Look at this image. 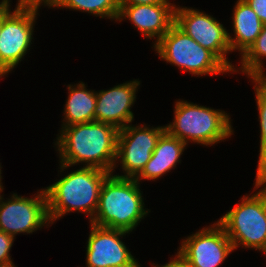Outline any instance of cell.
Instances as JSON below:
<instances>
[{
    "instance_id": "1",
    "label": "cell",
    "mask_w": 266,
    "mask_h": 267,
    "mask_svg": "<svg viewBox=\"0 0 266 267\" xmlns=\"http://www.w3.org/2000/svg\"><path fill=\"white\" fill-rule=\"evenodd\" d=\"M118 131L113 125L97 121L62 127L55 144L60 155V172L85 163L87 167L113 173Z\"/></svg>"
},
{
    "instance_id": "2",
    "label": "cell",
    "mask_w": 266,
    "mask_h": 267,
    "mask_svg": "<svg viewBox=\"0 0 266 267\" xmlns=\"http://www.w3.org/2000/svg\"><path fill=\"white\" fill-rule=\"evenodd\" d=\"M109 174L99 168L84 166L46 187L50 223L72 211L87 214L91 221L98 208L102 183Z\"/></svg>"
},
{
    "instance_id": "3",
    "label": "cell",
    "mask_w": 266,
    "mask_h": 267,
    "mask_svg": "<svg viewBox=\"0 0 266 267\" xmlns=\"http://www.w3.org/2000/svg\"><path fill=\"white\" fill-rule=\"evenodd\" d=\"M139 184L134 178L110 173L102 183L98 208L90 223L131 233L150 212L144 209Z\"/></svg>"
},
{
    "instance_id": "4",
    "label": "cell",
    "mask_w": 266,
    "mask_h": 267,
    "mask_svg": "<svg viewBox=\"0 0 266 267\" xmlns=\"http://www.w3.org/2000/svg\"><path fill=\"white\" fill-rule=\"evenodd\" d=\"M254 195H245L242 202L235 205L217 220L225 229L234 250L241 245L266 254V176L256 175Z\"/></svg>"
},
{
    "instance_id": "5",
    "label": "cell",
    "mask_w": 266,
    "mask_h": 267,
    "mask_svg": "<svg viewBox=\"0 0 266 267\" xmlns=\"http://www.w3.org/2000/svg\"><path fill=\"white\" fill-rule=\"evenodd\" d=\"M232 127L225 111L179 100L175 103L173 122L165 126V131L187 145L190 141L213 146L233 135Z\"/></svg>"
},
{
    "instance_id": "6",
    "label": "cell",
    "mask_w": 266,
    "mask_h": 267,
    "mask_svg": "<svg viewBox=\"0 0 266 267\" xmlns=\"http://www.w3.org/2000/svg\"><path fill=\"white\" fill-rule=\"evenodd\" d=\"M10 0H2V26L0 33V78L12 71L27 51L33 39V30L39 5L18 0L13 10Z\"/></svg>"
},
{
    "instance_id": "7",
    "label": "cell",
    "mask_w": 266,
    "mask_h": 267,
    "mask_svg": "<svg viewBox=\"0 0 266 267\" xmlns=\"http://www.w3.org/2000/svg\"><path fill=\"white\" fill-rule=\"evenodd\" d=\"M153 47L160 59L195 76L232 72L213 52L199 45L175 23Z\"/></svg>"
},
{
    "instance_id": "8",
    "label": "cell",
    "mask_w": 266,
    "mask_h": 267,
    "mask_svg": "<svg viewBox=\"0 0 266 267\" xmlns=\"http://www.w3.org/2000/svg\"><path fill=\"white\" fill-rule=\"evenodd\" d=\"M176 255L190 267H218L234 251L223 226L217 221L185 238Z\"/></svg>"
},
{
    "instance_id": "9",
    "label": "cell",
    "mask_w": 266,
    "mask_h": 267,
    "mask_svg": "<svg viewBox=\"0 0 266 267\" xmlns=\"http://www.w3.org/2000/svg\"><path fill=\"white\" fill-rule=\"evenodd\" d=\"M175 24L199 45L213 52L231 71L238 72L228 61L231 52L226 28L211 15L197 9L175 7Z\"/></svg>"
},
{
    "instance_id": "10",
    "label": "cell",
    "mask_w": 266,
    "mask_h": 267,
    "mask_svg": "<svg viewBox=\"0 0 266 267\" xmlns=\"http://www.w3.org/2000/svg\"><path fill=\"white\" fill-rule=\"evenodd\" d=\"M0 190V231L13 237L21 233H33L50 220L47 210V197L44 189L33 198L13 194L7 201ZM5 200V201H3Z\"/></svg>"
},
{
    "instance_id": "11",
    "label": "cell",
    "mask_w": 266,
    "mask_h": 267,
    "mask_svg": "<svg viewBox=\"0 0 266 267\" xmlns=\"http://www.w3.org/2000/svg\"><path fill=\"white\" fill-rule=\"evenodd\" d=\"M165 132V126L127 125L118 131L117 157L122 164L124 175L118 177L135 178L150 160L158 139Z\"/></svg>"
},
{
    "instance_id": "12",
    "label": "cell",
    "mask_w": 266,
    "mask_h": 267,
    "mask_svg": "<svg viewBox=\"0 0 266 267\" xmlns=\"http://www.w3.org/2000/svg\"><path fill=\"white\" fill-rule=\"evenodd\" d=\"M91 232L86 250V267H141L124 242L130 232L90 223Z\"/></svg>"
},
{
    "instance_id": "13",
    "label": "cell",
    "mask_w": 266,
    "mask_h": 267,
    "mask_svg": "<svg viewBox=\"0 0 266 267\" xmlns=\"http://www.w3.org/2000/svg\"><path fill=\"white\" fill-rule=\"evenodd\" d=\"M140 81L118 84L109 90L96 92L94 121L115 126L118 130L129 125L134 118L131 111L136 101V91Z\"/></svg>"
},
{
    "instance_id": "14",
    "label": "cell",
    "mask_w": 266,
    "mask_h": 267,
    "mask_svg": "<svg viewBox=\"0 0 266 267\" xmlns=\"http://www.w3.org/2000/svg\"><path fill=\"white\" fill-rule=\"evenodd\" d=\"M175 7L169 0L153 5L120 4L117 21L128 18L147 39L156 37V43L175 23Z\"/></svg>"
},
{
    "instance_id": "15",
    "label": "cell",
    "mask_w": 266,
    "mask_h": 267,
    "mask_svg": "<svg viewBox=\"0 0 266 267\" xmlns=\"http://www.w3.org/2000/svg\"><path fill=\"white\" fill-rule=\"evenodd\" d=\"M186 145L177 137L169 135L166 131L158 139L156 148L142 171L134 178L140 180H155L176 168L181 160Z\"/></svg>"
},
{
    "instance_id": "16",
    "label": "cell",
    "mask_w": 266,
    "mask_h": 267,
    "mask_svg": "<svg viewBox=\"0 0 266 267\" xmlns=\"http://www.w3.org/2000/svg\"><path fill=\"white\" fill-rule=\"evenodd\" d=\"M232 18L235 37L228 34L231 52L238 50L242 56L256 41L264 24L244 0H237Z\"/></svg>"
},
{
    "instance_id": "17",
    "label": "cell",
    "mask_w": 266,
    "mask_h": 267,
    "mask_svg": "<svg viewBox=\"0 0 266 267\" xmlns=\"http://www.w3.org/2000/svg\"><path fill=\"white\" fill-rule=\"evenodd\" d=\"M76 85L67 87L69 95L64 108L62 127L94 121L96 92L88 90L83 82Z\"/></svg>"
},
{
    "instance_id": "18",
    "label": "cell",
    "mask_w": 266,
    "mask_h": 267,
    "mask_svg": "<svg viewBox=\"0 0 266 267\" xmlns=\"http://www.w3.org/2000/svg\"><path fill=\"white\" fill-rule=\"evenodd\" d=\"M50 7L79 10L115 21L120 10L119 0H55L48 8Z\"/></svg>"
},
{
    "instance_id": "19",
    "label": "cell",
    "mask_w": 266,
    "mask_h": 267,
    "mask_svg": "<svg viewBox=\"0 0 266 267\" xmlns=\"http://www.w3.org/2000/svg\"><path fill=\"white\" fill-rule=\"evenodd\" d=\"M255 83L256 103L260 122V153L256 175L266 176V76L249 77Z\"/></svg>"
},
{
    "instance_id": "20",
    "label": "cell",
    "mask_w": 266,
    "mask_h": 267,
    "mask_svg": "<svg viewBox=\"0 0 266 267\" xmlns=\"http://www.w3.org/2000/svg\"><path fill=\"white\" fill-rule=\"evenodd\" d=\"M266 57V25L263 26L260 35L252 46L241 56L242 74L248 77L265 76L262 59Z\"/></svg>"
},
{
    "instance_id": "21",
    "label": "cell",
    "mask_w": 266,
    "mask_h": 267,
    "mask_svg": "<svg viewBox=\"0 0 266 267\" xmlns=\"http://www.w3.org/2000/svg\"><path fill=\"white\" fill-rule=\"evenodd\" d=\"M14 237L0 231V266L14 264L11 260L10 250L14 242Z\"/></svg>"
},
{
    "instance_id": "22",
    "label": "cell",
    "mask_w": 266,
    "mask_h": 267,
    "mask_svg": "<svg viewBox=\"0 0 266 267\" xmlns=\"http://www.w3.org/2000/svg\"><path fill=\"white\" fill-rule=\"evenodd\" d=\"M266 25V0H244Z\"/></svg>"
},
{
    "instance_id": "23",
    "label": "cell",
    "mask_w": 266,
    "mask_h": 267,
    "mask_svg": "<svg viewBox=\"0 0 266 267\" xmlns=\"http://www.w3.org/2000/svg\"><path fill=\"white\" fill-rule=\"evenodd\" d=\"M166 0H119V4H158L164 3Z\"/></svg>"
},
{
    "instance_id": "24",
    "label": "cell",
    "mask_w": 266,
    "mask_h": 267,
    "mask_svg": "<svg viewBox=\"0 0 266 267\" xmlns=\"http://www.w3.org/2000/svg\"><path fill=\"white\" fill-rule=\"evenodd\" d=\"M153 267H190L187 264H185L177 255H175V258H172L167 264L165 265H155L153 264Z\"/></svg>"
},
{
    "instance_id": "25",
    "label": "cell",
    "mask_w": 266,
    "mask_h": 267,
    "mask_svg": "<svg viewBox=\"0 0 266 267\" xmlns=\"http://www.w3.org/2000/svg\"><path fill=\"white\" fill-rule=\"evenodd\" d=\"M23 1H27L33 5H43L44 6H50L55 0H23Z\"/></svg>"
},
{
    "instance_id": "26",
    "label": "cell",
    "mask_w": 266,
    "mask_h": 267,
    "mask_svg": "<svg viewBox=\"0 0 266 267\" xmlns=\"http://www.w3.org/2000/svg\"><path fill=\"white\" fill-rule=\"evenodd\" d=\"M1 26H2V1L0 2V33H1Z\"/></svg>"
},
{
    "instance_id": "27",
    "label": "cell",
    "mask_w": 266,
    "mask_h": 267,
    "mask_svg": "<svg viewBox=\"0 0 266 267\" xmlns=\"http://www.w3.org/2000/svg\"><path fill=\"white\" fill-rule=\"evenodd\" d=\"M1 174H2V172H1V165H0V190H3L4 189L3 188L4 186H2V182H1L2 181L1 180L2 179V176H1Z\"/></svg>"
},
{
    "instance_id": "28",
    "label": "cell",
    "mask_w": 266,
    "mask_h": 267,
    "mask_svg": "<svg viewBox=\"0 0 266 267\" xmlns=\"http://www.w3.org/2000/svg\"><path fill=\"white\" fill-rule=\"evenodd\" d=\"M0 267H16L14 264H9V265H4V266H0Z\"/></svg>"
}]
</instances>
